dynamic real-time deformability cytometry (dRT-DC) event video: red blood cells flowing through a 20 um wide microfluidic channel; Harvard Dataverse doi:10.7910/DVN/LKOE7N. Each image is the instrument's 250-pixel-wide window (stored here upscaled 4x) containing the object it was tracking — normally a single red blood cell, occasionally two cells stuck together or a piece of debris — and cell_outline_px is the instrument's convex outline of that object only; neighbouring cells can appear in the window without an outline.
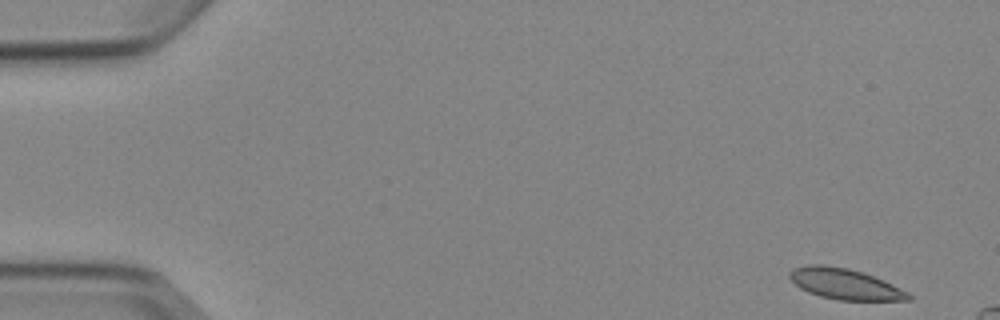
{"species": "Egyptian fruit bat (a non-hibernating species)", "species_latin": "Rousettus aegyptiacus", "temperature_condition": "cold", "stored_images_in_passage": 3, "camera_frame_rate_fps": 3000, "um_per_image_px": 0.085, "animal": {"sex": "female"}, "frame": {"image": 1, "passage_image": 1, "time_ms": 0.0, "image_size_px": [1000, 320], "cell_outline_px": [[912, 300], [840, 300], [820, 296], [808, 292], [800, 288], [788, 276], [788, 272], [792, 268], [808, 264], [824, 264], [848, 268], [864, 272], [884, 280], [908, 292], [912, 296]], "centroid_in_image_um": [71.8, 24.12], "position_along_channel_um": 13.2, "area_um2": 21.44}}